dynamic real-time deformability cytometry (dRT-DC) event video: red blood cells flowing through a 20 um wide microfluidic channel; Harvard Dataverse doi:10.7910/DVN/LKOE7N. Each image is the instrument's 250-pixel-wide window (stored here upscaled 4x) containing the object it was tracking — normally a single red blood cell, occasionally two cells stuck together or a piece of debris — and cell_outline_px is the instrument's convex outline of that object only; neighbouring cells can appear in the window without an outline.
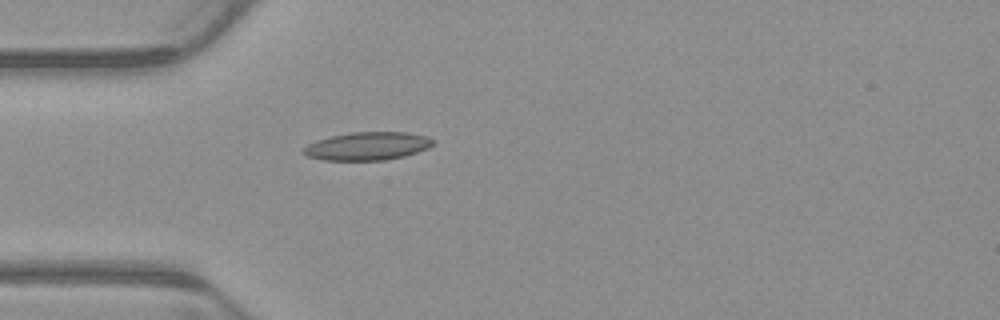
{"species": "common noctule bat (a hibernating species)", "species_latin": "Nyctalus noctula", "temperature_condition": "warm", "stored_images_in_passage": 3, "camera_frame_rate_fps": 3000, "um_per_image_px": 0.085, "animal": {"sex": "male", "body_mass_g": 23.1, "forearm_length_mm": 52.7}, "frame": {"image": 1, "passage_image": 3, "time_ms": 0.667, "image_size_px": [1000, 320], "cell_outline_px": [[432, 144], [428, 148], [404, 156], [384, 160], [324, 160], [308, 156], [300, 152], [308, 144], [316, 140], [332, 136], [352, 132], [408, 132], [424, 136], [432, 140]], "centroid_in_image_um": [31.19, 12.42], "position_along_channel_um": 53.8, "area_um2": 20.98}}